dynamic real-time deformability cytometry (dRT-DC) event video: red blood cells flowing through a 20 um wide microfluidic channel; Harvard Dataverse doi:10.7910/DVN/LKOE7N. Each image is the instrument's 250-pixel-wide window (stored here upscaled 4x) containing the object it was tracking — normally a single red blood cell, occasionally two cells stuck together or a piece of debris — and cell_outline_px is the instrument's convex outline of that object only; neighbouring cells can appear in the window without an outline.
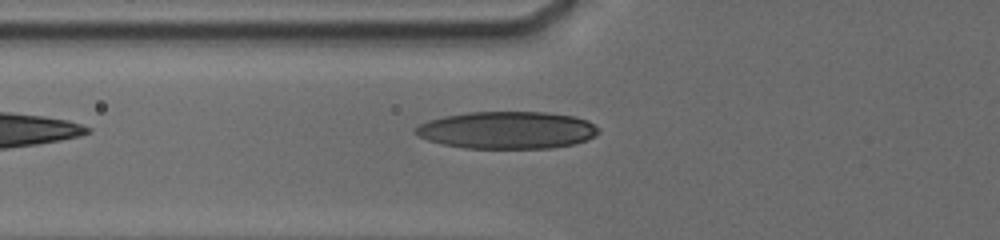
{"species": "human", "species_latin": "Homo sapiens", "temperature_condition": "cold", "stored_images_in_passage": 25, "camera_frame_rate_fps": 3000, "um_per_image_px": 0.085, "donor": {"sex": "male"}, "frame": {"image": 1, "passage_image": 2, "time_ms": 0.333, "image_size_px": [1000, 240], "cell_outline_px": [[600, 132], [596, 136], [588, 140], [576, 144], [552, 148], [464, 148], [444, 144], [428, 140], [412, 132], [412, 128], [428, 120], [444, 116], [468, 112], [544, 112], [576, 116], [588, 120], [600, 128]], "centroid_in_image_um": [43.15, 11.06], "position_along_channel_um": 82.7, "area_um2": 40.23}}
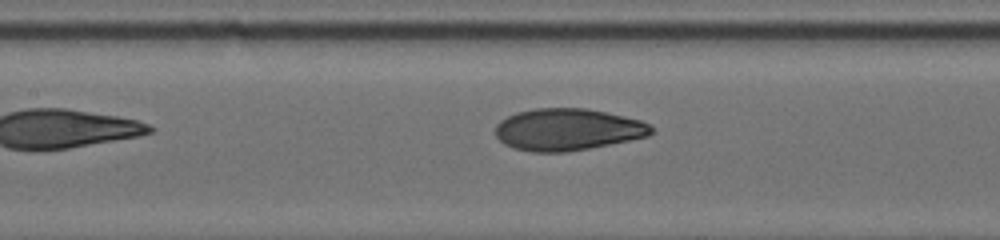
{"frame": {"image": 2, "passage_image": 17, "time_ms": 2.333, "image_size_px": [1000, 240], "cell_outline_px": [[652, 132], [648, 136], [568, 152], [532, 152], [512, 148], [504, 144], [496, 136], [496, 124], [500, 120], [516, 112], [536, 108], [584, 108], [624, 116], [640, 120], [648, 124], [652, 128]], "centroid_in_image_um": [48.19, 11.01], "position_along_channel_um": 159.2, "area_um2": 37.86}}
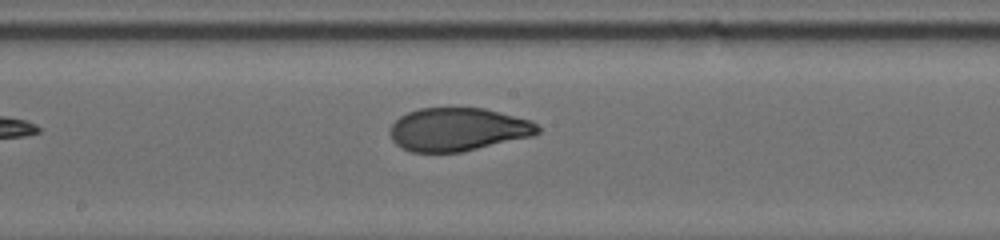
{"frame": {"image": 3, "passage_image": 23, "time_ms": 3.667, "image_size_px": [1000, 240], "cell_outline_px": [[540, 132], [532, 136], [464, 152], [412, 152], [396, 144], [392, 140], [388, 132], [388, 128], [400, 116], [408, 112], [420, 108], [484, 108], [532, 120], [540, 128]], "centroid_in_image_um": [38.92, 11.0], "position_along_channel_um": 209.3, "area_um2": 37.4}}